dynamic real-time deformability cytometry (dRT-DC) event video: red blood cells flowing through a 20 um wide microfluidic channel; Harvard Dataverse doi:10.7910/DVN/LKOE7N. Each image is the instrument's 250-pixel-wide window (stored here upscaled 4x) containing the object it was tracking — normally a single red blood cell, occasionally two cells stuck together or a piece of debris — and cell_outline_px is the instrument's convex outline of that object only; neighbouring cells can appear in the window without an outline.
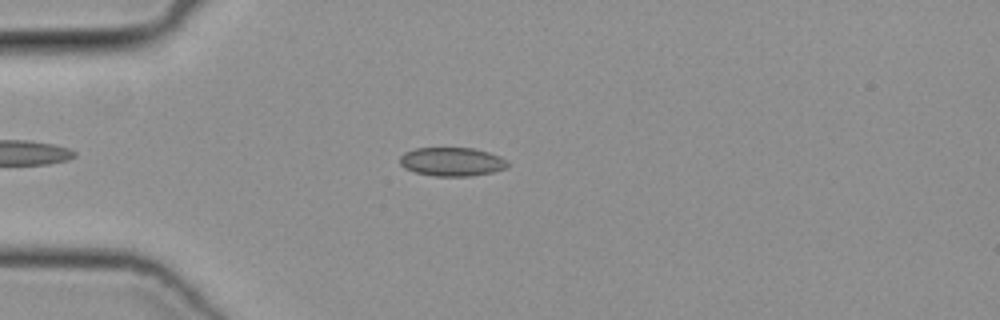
{"species": "common noctule bat (a hibernating species)", "species_latin": "Nyctalus noctula", "temperature_condition": "cold", "stored_images_in_passage": 45, "camera_frame_rate_fps": 3000, "um_per_image_px": 0.085, "animal": {"sex": "female", "body_mass_g": 19.3, "forearm_length_mm": 54.1}, "frame": {"image": 1, "passage_image": 9, "time_ms": 2.667, "image_size_px": [1000, 320], "cell_outline_px": [[508, 164], [504, 168], [492, 172], [472, 176], [436, 176], [416, 172], [404, 168], [400, 164], [400, 156], [404, 152], [416, 148], [472, 148], [488, 152], [500, 156], [508, 160]], "centroid_in_image_um": [38.4, 13.74], "position_along_channel_um": 46.6, "area_um2": 17.98}}
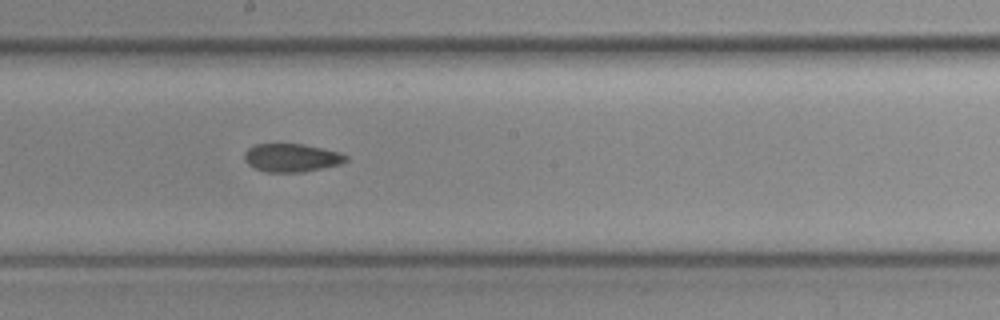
{"frame": {"image": 2, "passage_image": 23, "time_ms": 7.333, "image_size_px": [1000, 320], "cell_outline_px": [[348, 160], [340, 164], [304, 172], [264, 172], [248, 164], [244, 160], [244, 152], [248, 148], [256, 144], [304, 144], [340, 152], [348, 156]], "centroid_in_image_um": [24.78, 13.41], "position_along_channel_um": 223.4, "area_um2": 16.76}}
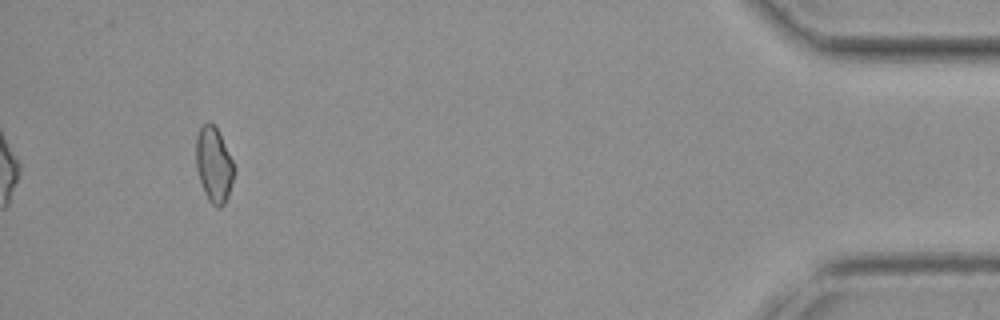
{"frame": {"image": 3, "passage_image": 42, "time_ms": 13.667, "image_size_px": [1000, 320], "cell_outline_px": [[236, 168], [228, 196], [224, 204], [220, 208], [216, 208], [208, 200], [204, 192], [196, 168], [196, 136], [200, 124], [208, 120], [216, 128]], "centroid_in_image_um": [18.16, 14.0], "position_along_channel_um": 417.0, "area_um2": 16.76}}